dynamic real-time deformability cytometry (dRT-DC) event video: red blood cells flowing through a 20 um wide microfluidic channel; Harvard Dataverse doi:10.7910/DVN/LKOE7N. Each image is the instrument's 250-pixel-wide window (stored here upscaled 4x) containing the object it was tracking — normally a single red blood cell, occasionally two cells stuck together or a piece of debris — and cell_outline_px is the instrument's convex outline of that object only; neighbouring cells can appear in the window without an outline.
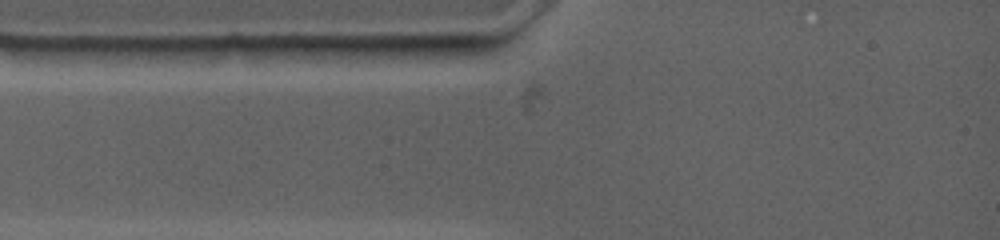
{"species": "common noctule bat (a hibernating species)", "species_latin": "Nyctalus noctula", "temperature_condition": "warm", "stored_images_in_passage": 2, "camera_frame_rate_fps": 4500, "um_per_image_px": 0.085, "animal": {"sex": "female", "body_mass_g": 19.0, "forearm_length_mm": 53.3}, "frame": {"image": 1, "passage_image": 1, "time_ms": 0.0, "image_size_px": [1000, 240], "cell_outline_px": [[472, 44], [468, 48], [424, 56], [372, 64], [316, 48], [324, 44]], "centroid_in_image_um": [33.07, 4.34], "position_along_channel_um": 51.9, "area_um2": 13.35}}